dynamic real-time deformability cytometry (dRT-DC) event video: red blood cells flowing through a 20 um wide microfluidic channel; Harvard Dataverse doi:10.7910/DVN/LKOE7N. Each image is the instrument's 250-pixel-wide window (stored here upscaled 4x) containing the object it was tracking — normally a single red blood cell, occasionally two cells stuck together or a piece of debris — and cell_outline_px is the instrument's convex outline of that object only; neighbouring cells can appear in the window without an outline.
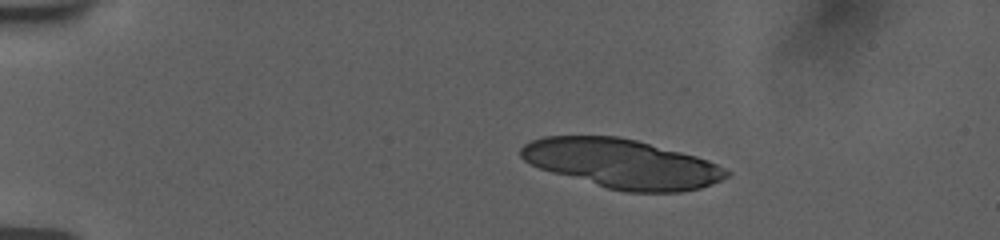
{"species": "human", "species_latin": "Homo sapiens", "temperature_condition": "room temperature", "stored_images_in_passage": 5, "camera_frame_rate_fps": 3000, "um_per_image_px": 0.085, "donor": {"sex": "female"}, "frame": {"image": 1, "passage_image": 1, "time_ms": 0.0, "image_size_px": [1000, 240], "cell_outline_px": [[732, 172], [728, 176], [712, 184], [700, 188], [680, 192], [624, 192], [608, 188], [552, 172], [540, 168], [524, 160], [520, 156], [520, 148], [524, 144], [532, 140], [544, 136], [616, 136], [636, 140], [696, 156], [708, 160]], "centroid_in_image_um": [52.87, 13.91], "position_along_channel_um": 32.1, "area_um2": 58.44}}
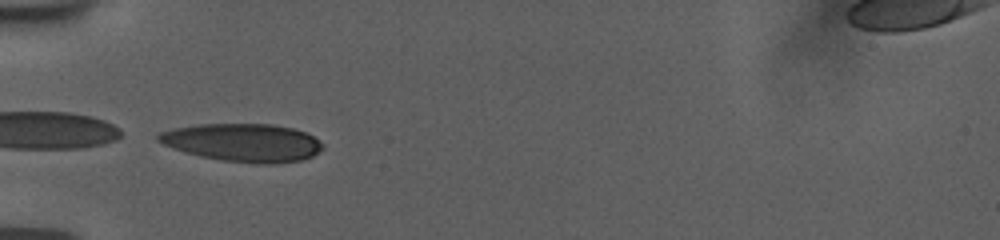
{"frame": {"image": 2, "passage_image": 4, "time_ms": 3.0, "image_size_px": [1000, 240], "cell_outline_px": [[320, 148], [312, 156], [300, 160], [272, 164], [260, 164], [220, 160], [200, 156], [164, 144], [156, 140], [156, 136], [160, 132], [172, 128], [200, 124], [272, 124], [292, 128], [304, 132], [312, 136], [320, 144]], "centroid_in_image_um": [20.6, 12.11], "position_along_channel_um": 64.4, "area_um2": 35.89}}
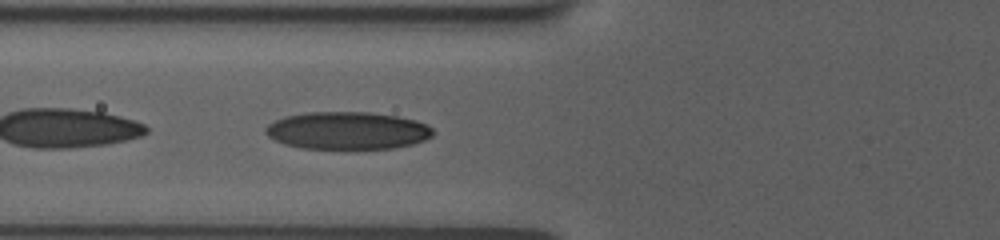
{"frame": {"image": 3, "passage_image": 5, "time_ms": 4.0, "image_size_px": [1000, 240], "cell_outline_px": [[436, 132], [432, 136], [424, 140], [412, 144], [392, 148], [348, 152], [300, 148], [284, 144], [268, 136], [264, 132], [264, 128], [268, 124], [284, 116], [308, 112], [368, 112], [396, 116], [416, 120], [428, 124]], "centroid_in_image_um": [29.53, 11.15], "position_along_channel_um": 96.3, "area_um2": 37.97}}